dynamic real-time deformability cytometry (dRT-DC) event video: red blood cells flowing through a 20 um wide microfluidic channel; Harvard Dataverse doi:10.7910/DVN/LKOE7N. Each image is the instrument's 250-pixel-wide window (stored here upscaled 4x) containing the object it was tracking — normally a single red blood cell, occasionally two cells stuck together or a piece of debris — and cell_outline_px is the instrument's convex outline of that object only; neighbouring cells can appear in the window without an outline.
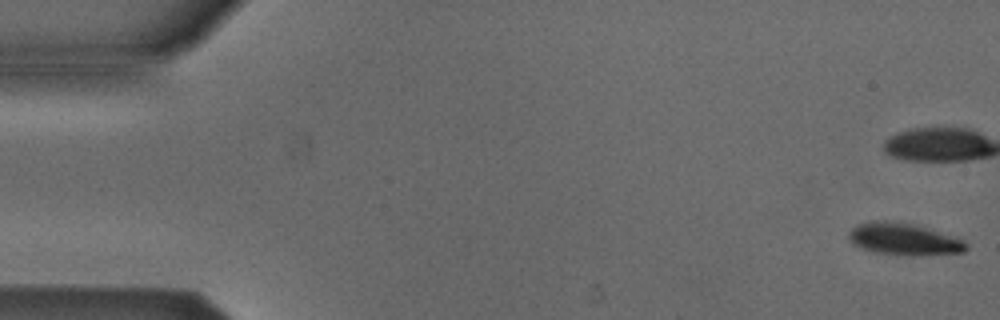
{"species": "Egyptian fruit bat (a non-hibernating species)", "species_latin": "Rousettus aegyptiacus", "temperature_condition": "cold", "stored_images_in_passage": 53, "camera_frame_rate_fps": 3000, "um_per_image_px": 0.085, "animal": {"sex": "male"}, "frame": {"image": 1, "passage_image": 1, "time_ms": 0.0, "image_size_px": [1000, 320], "cell_outline_px": [[968, 248], [964, 252], [908, 256], [896, 256], [876, 252], [860, 248], [852, 244], [848, 240], [848, 232], [856, 224], [876, 220], [888, 220], [916, 224], [964, 240], [968, 244]], "centroid_in_image_um": [76.79, 20.33], "position_along_channel_um": 8.2, "area_um2": 22.31}, "authors_computed_cell_mechanics": {"area_um2": 23.0622, "velocity_mm_per_s": 3.8459, "shape_relaxation_time_tau1_ms": 1.8418, "shape_relaxation_time_tau2_ms": null, "deformation_change_tau1": 0.0703, "deformation_change_tau2": null}}